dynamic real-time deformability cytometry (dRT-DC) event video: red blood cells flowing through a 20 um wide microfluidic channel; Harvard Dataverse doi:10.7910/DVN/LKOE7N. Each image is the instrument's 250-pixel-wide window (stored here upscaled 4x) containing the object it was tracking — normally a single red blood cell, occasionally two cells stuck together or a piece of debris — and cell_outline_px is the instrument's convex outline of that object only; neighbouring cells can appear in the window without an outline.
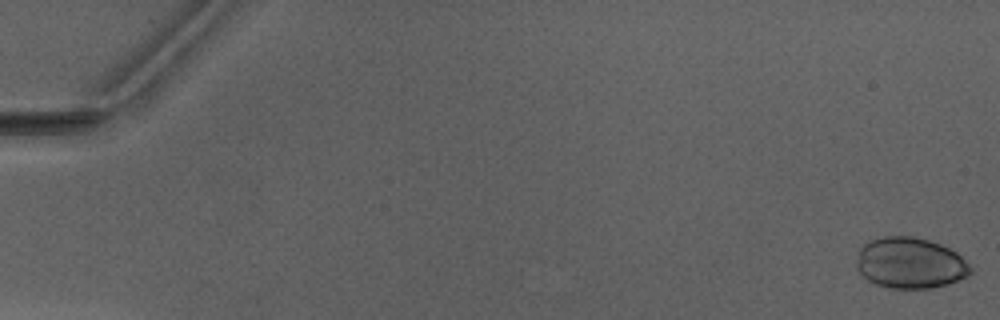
{"species": "Egyptian fruit bat (a non-hibernating species)", "species_latin": "Rousettus aegyptiacus", "temperature_condition": "warm", "stored_images_in_passage": 6, "camera_frame_rate_fps": 3000, "um_per_image_px": 0.085, "animal": {"sex": "male"}, "frame": {"image": 1, "passage_image": 1, "time_ms": 0.0, "image_size_px": [1000, 320], "cell_outline_px": [[972, 272], [968, 276], [944, 284], [928, 288], [892, 288], [876, 284], [868, 280], [860, 272], [856, 264], [860, 248], [868, 240], [884, 236], [912, 236], [928, 240], [940, 244], [956, 252], [972, 268]], "centroid_in_image_um": [77.34, 22.34], "position_along_channel_um": 7.7, "area_um2": 33.52}}